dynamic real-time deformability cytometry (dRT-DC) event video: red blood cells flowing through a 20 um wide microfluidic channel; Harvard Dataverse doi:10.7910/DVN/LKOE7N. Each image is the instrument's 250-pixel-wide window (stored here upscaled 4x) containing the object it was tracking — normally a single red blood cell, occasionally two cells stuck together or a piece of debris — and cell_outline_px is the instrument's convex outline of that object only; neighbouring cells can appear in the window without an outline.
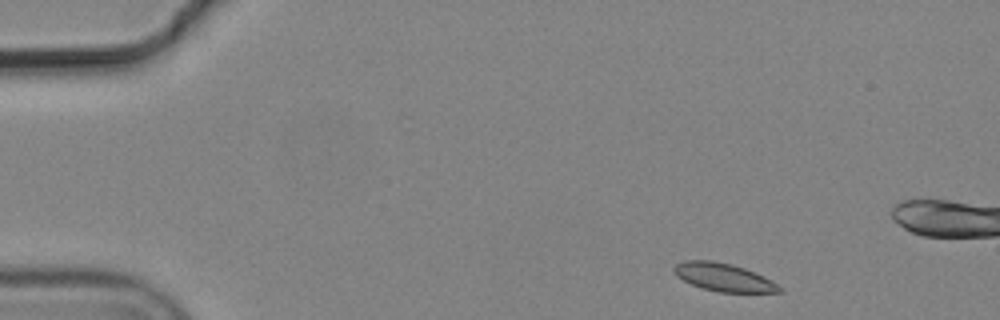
{"species": "common noctule bat (a hibernating species)", "species_latin": "Nyctalus noctula", "temperature_condition": "cold", "stored_images_in_passage": 4, "camera_frame_rate_fps": 3000, "um_per_image_px": 0.085, "animal": {"sex": "male", "body_mass_g": 19.2, "forearm_length_mm": 51.8}, "frame": {"image": 1, "passage_image": 1, "time_ms": 0.0, "image_size_px": [1000, 320], "cell_outline_px": [[784, 292], [720, 292], [704, 288], [692, 284], [676, 276], [672, 272], [672, 268], [676, 264], [684, 260], [712, 260], [732, 264], [744, 268], [764, 276], [776, 284]], "centroid_in_image_um": [61.46, 23.55], "position_along_channel_um": 23.5, "area_um2": 17.05}}